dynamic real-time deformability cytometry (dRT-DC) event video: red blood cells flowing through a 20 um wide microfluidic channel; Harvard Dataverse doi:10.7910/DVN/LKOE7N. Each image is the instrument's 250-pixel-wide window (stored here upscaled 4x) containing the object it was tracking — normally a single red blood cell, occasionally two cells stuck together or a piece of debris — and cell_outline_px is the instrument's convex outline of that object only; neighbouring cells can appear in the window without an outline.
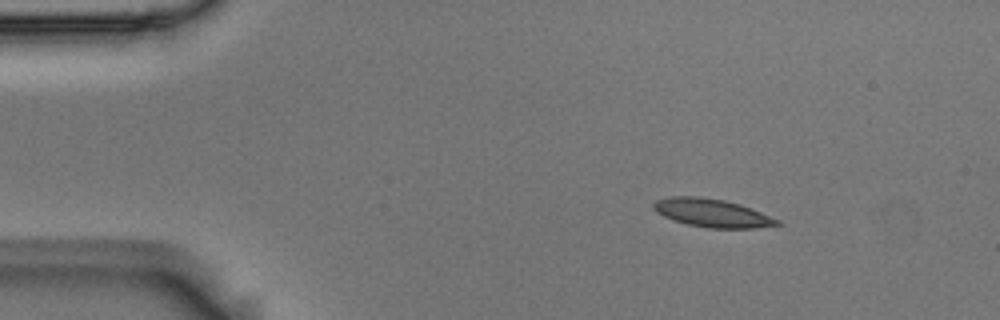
{"species": "Egyptian fruit bat (a non-hibernating species)", "species_latin": "Rousettus aegyptiacus", "temperature_condition": "room temperature", "stored_images_in_passage": 47, "camera_frame_rate_fps": 3000, "um_per_image_px": 0.085, "animal": {"sex": "male"}, "frame": {"image": 1, "passage_image": 1, "time_ms": 0.0, "image_size_px": [1000, 320], "cell_outline_px": [[784, 224], [756, 228], [708, 228], [688, 224], [672, 220], [656, 212], [652, 208], [652, 204], [656, 200], [672, 196], [696, 196], [724, 200], [740, 204], [780, 220]], "centroid_in_image_um": [60.52, 18.1], "position_along_channel_um": 24.5, "area_um2": 20.35}}
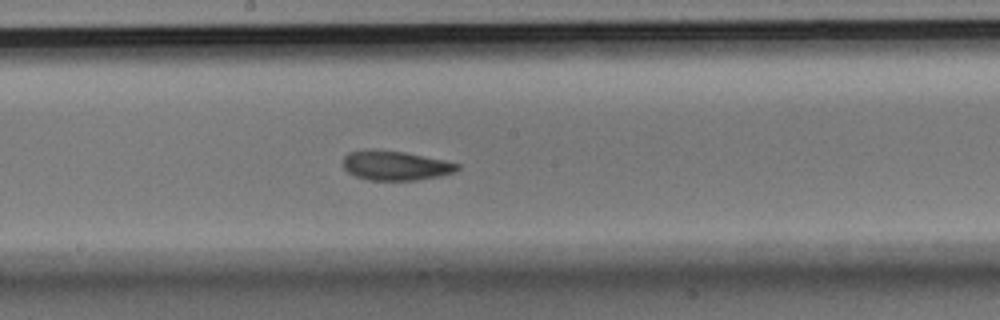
{"frame": {"image": 2, "passage_image": 22, "time_ms": 7.0, "image_size_px": [1000, 320], "cell_outline_px": [[460, 168], [452, 172], [440, 176], [416, 180], [368, 180], [356, 176], [348, 172], [344, 168], [344, 156], [348, 152], [404, 152], [444, 160], [460, 164]], "centroid_in_image_um": [33.66, 14.11], "position_along_channel_um": 214.5, "area_um2": 18.84}}
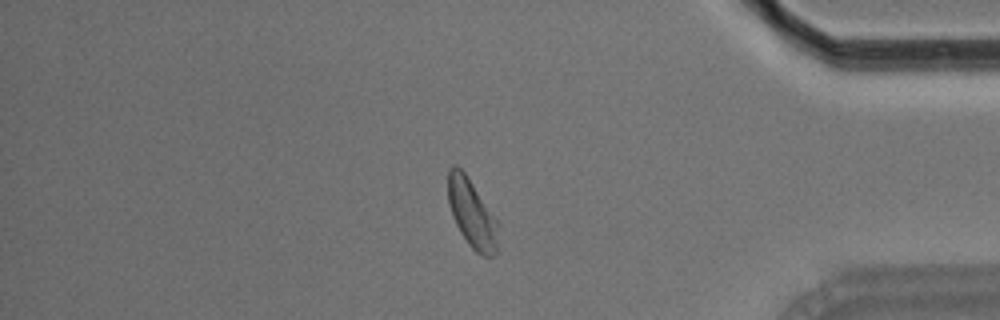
{"frame": {"image": 3, "passage_image": 39, "time_ms": 12.667, "image_size_px": [1000, 320], "cell_outline_px": [[496, 252], [492, 256], [484, 256], [476, 252], [468, 244], [460, 232], [452, 216], [448, 204], [448, 168], [452, 164], [456, 164], [464, 172], [496, 216]], "centroid_in_image_um": [40.07, 18.1], "position_along_channel_um": 395.1, "area_um2": 19.83}, "authors_computed_cell_mechanics": {"area_um2": 19.941, "velocity_mm_per_s": 3.6932, "shape_relaxation_time_tau1_ms": 3.686, "shape_relaxation_time_tau2_ms": 2.4919, "deformation_change_tau1": 0.1356, "deformation_change_tau2": 0.0852}}